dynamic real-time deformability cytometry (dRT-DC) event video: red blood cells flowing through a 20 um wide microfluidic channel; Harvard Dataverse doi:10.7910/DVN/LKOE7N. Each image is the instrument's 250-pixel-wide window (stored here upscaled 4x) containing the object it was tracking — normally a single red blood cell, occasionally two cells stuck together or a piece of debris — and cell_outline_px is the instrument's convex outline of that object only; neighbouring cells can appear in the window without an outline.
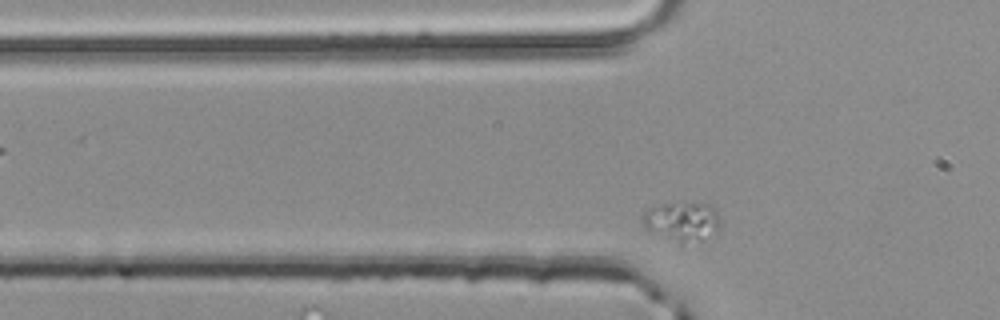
{"species": "common noctule bat (a hibernating species)", "species_latin": "Nyctalus noctula", "temperature_condition": "room temperature", "stored_images_in_passage": 2, "camera_frame_rate_fps": 3000, "um_per_image_px": 0.085, "animal": {"sex": "male", "body_mass_g": 20.4}, "frame": {"image": 1, "passage_image": 2, "time_ms": 0.333, "image_size_px": [1000, 320], "cell_outline_px": [[720, 228], [716, 232], [704, 240], [676, 252], [644, 228], [640, 220], [640, 216], [648, 208], [664, 204], [696, 200], [708, 204], [716, 208], [720, 216]], "centroid_in_image_um": [57.94, 18.96], "position_along_channel_um": 67.9, "area_um2": 20.52}}